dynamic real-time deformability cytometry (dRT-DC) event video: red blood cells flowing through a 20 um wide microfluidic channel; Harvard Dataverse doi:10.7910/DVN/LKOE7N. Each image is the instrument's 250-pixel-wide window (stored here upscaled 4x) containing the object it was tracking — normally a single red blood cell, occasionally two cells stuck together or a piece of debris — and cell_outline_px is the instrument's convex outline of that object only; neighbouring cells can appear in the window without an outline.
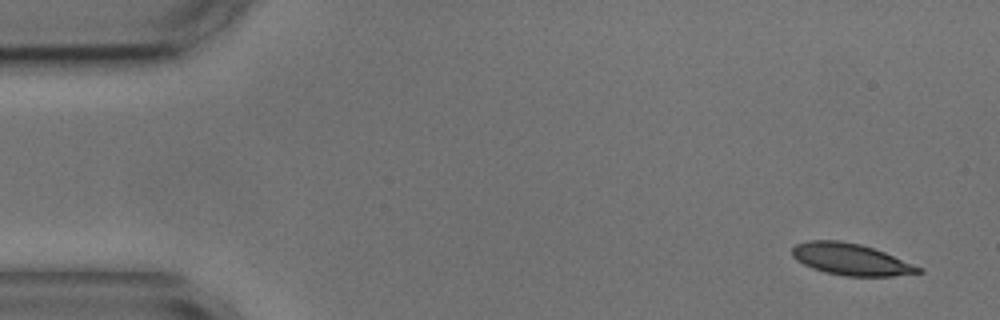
{"species": "common noctule bat (a hibernating species)", "species_latin": "Nyctalus noctula", "temperature_condition": "cold", "stored_images_in_passage": 7, "camera_frame_rate_fps": 3000, "um_per_image_px": 0.085, "animal": {"sex": "male", "body_mass_g": 17.9, "forearm_length_mm": 54.2}, "frame": {"image": 1, "passage_image": 1, "time_ms": 0.0, "image_size_px": [1000, 320], "cell_outline_px": [[924, 272], [892, 276], [844, 276], [824, 272], [812, 268], [796, 260], [792, 256], [792, 248], [796, 244], [808, 240], [840, 240], [860, 244], [884, 252], [924, 268]], "centroid_in_image_um": [72.32, 22.04], "position_along_channel_um": 12.7, "area_um2": 23.35}}
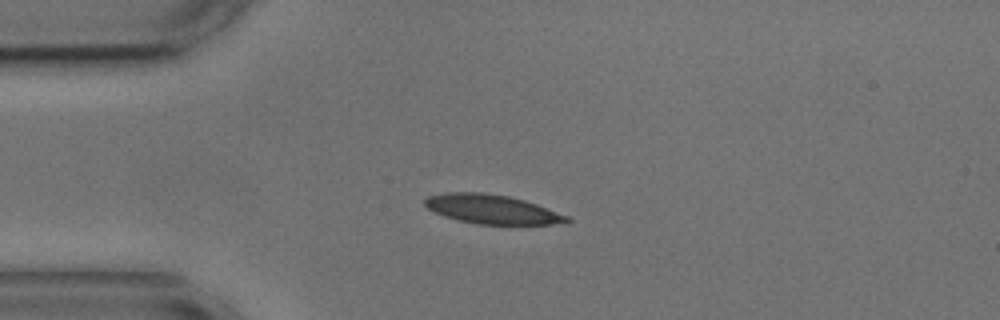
{"frame": {"image": 2, "passage_image": 4, "time_ms": 3.333, "image_size_px": [1000, 320], "cell_outline_px": [[572, 220], [568, 224], [476, 224], [456, 220], [444, 216], [428, 208], [424, 204], [424, 200], [428, 196], [444, 192], [480, 192], [508, 196], [524, 200], [536, 204], [568, 216]], "centroid_in_image_um": [41.82, 17.79], "position_along_channel_um": 43.2, "area_um2": 24.16}}